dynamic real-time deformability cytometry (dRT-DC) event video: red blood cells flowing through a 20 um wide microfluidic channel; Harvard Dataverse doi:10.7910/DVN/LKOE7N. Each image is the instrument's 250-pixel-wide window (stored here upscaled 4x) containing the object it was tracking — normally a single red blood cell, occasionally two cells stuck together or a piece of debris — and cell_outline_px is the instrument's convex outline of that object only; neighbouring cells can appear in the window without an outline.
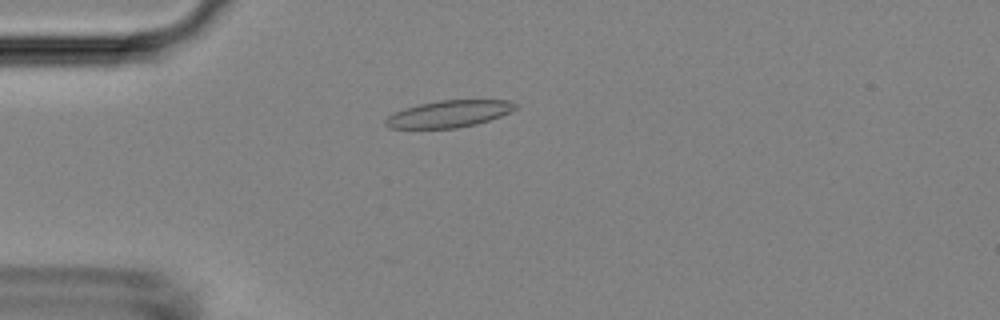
{"species": "Egyptian fruit bat (a non-hibernating species)", "species_latin": "Rousettus aegyptiacus", "temperature_condition": "room temperature", "stored_images_in_passage": 4, "camera_frame_rate_fps": 3000, "um_per_image_px": 0.085, "animal": {"sex": "female"}, "frame": {"image": 1, "passage_image": 3, "time_ms": 2.333, "image_size_px": [1000, 320], "cell_outline_px": [[520, 104], [516, 108], [500, 116], [476, 124], [456, 128], [388, 128], [384, 124], [384, 120], [388, 116], [404, 108], [420, 104], [440, 100], [512, 100]], "centroid_in_image_um": [38.17, 9.67], "position_along_channel_um": 46.8, "area_um2": 20.29}}